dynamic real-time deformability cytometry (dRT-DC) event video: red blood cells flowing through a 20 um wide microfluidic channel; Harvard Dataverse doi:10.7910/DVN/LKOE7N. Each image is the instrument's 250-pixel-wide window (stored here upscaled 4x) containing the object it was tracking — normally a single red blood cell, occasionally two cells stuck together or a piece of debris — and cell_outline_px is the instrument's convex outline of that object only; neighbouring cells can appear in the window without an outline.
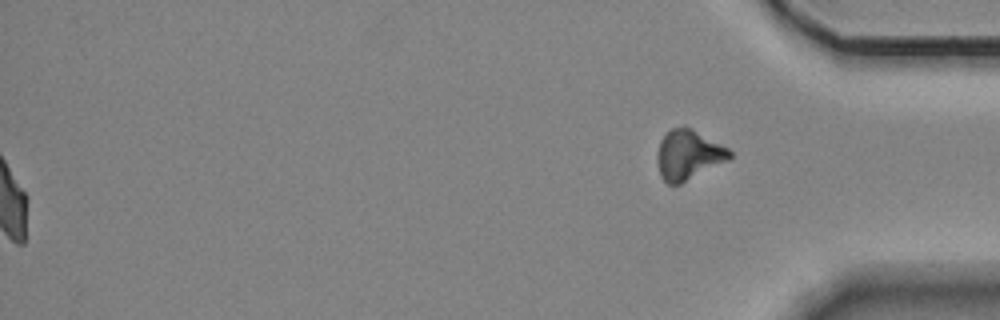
{"species": "Egyptian fruit bat (a non-hibernating species)", "species_latin": "Rousettus aegyptiacus", "temperature_condition": "room temperature", "stored_images_in_passage": 42, "segment_of_instrument_passage": [2, 2], "camera_frame_rate_fps": 3000, "um_per_image_px": 0.085, "animal": {"sex": "female"}, "frame": {"image": 1, "passage_image": 42, "time_ms": 13.667, "image_size_px": [1000, 320], "cell_outline_px": [[732, 156], [728, 160], [680, 184], [668, 184], [660, 176], [656, 164], [656, 152], [660, 140], [672, 128], [692, 128], [728, 148], [732, 152]], "centroid_in_image_um": [58.48, 13.18], "position_along_channel_um": 376.7, "area_um2": 20.92}}